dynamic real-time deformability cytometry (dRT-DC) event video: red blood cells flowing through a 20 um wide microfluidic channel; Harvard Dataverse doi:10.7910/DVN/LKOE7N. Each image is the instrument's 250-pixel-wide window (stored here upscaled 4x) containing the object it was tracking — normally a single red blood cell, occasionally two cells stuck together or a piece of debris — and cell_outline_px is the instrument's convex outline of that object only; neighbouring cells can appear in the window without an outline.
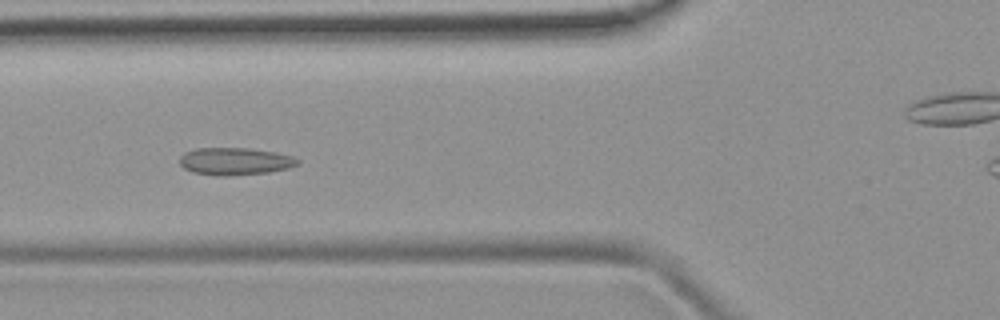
{"species": "common noctule bat (a hibernating species)", "species_latin": "Nyctalus noctula", "temperature_condition": "room temperature", "stored_images_in_passage": 52, "camera_frame_rate_fps": 3000, "um_per_image_px": 0.085, "animal": {"sex": "female", "body_mass_g": 19.9}, "frame": {"image": 1, "passage_image": 19, "time_ms": 6.0, "image_size_px": [1000, 320], "cell_outline_px": [[300, 164], [288, 168], [268, 172], [224, 176], [216, 176], [192, 172], [184, 168], [180, 164], [180, 156], [184, 152], [196, 148], [248, 148], [276, 152], [292, 156], [300, 160]], "centroid_in_image_um": [19.97, 13.71], "position_along_channel_um": 105.8, "area_um2": 18.9}}
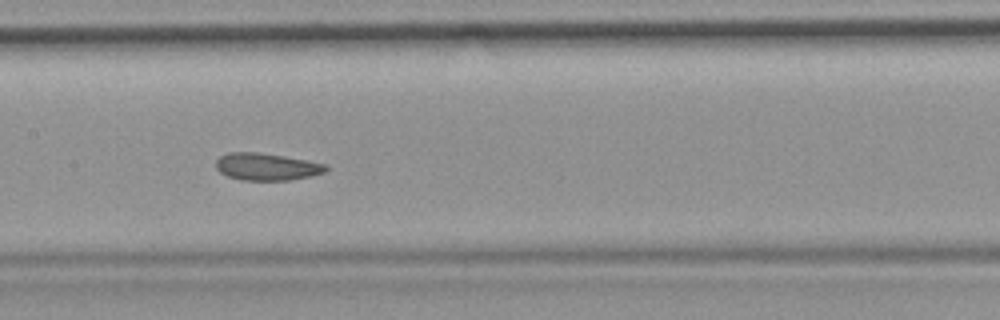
{"frame": {"image": 2, "passage_image": 25, "time_ms": 8.0, "image_size_px": [1000, 320], "cell_outline_px": [[328, 168], [324, 172], [312, 176], [288, 180], [240, 180], [228, 176], [220, 172], [216, 168], [216, 160], [220, 156], [228, 152], [260, 152], [308, 160], [328, 164]], "centroid_in_image_um": [22.68, 14.16], "position_along_channel_um": 184.7, "area_um2": 17.57}}
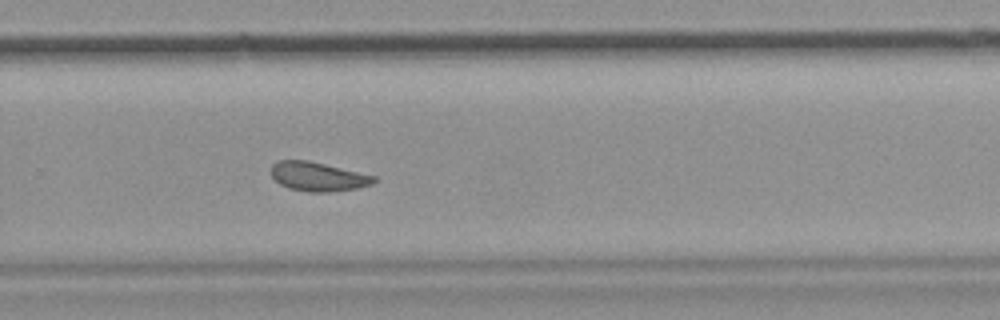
{"frame": {"image": 3, "passage_image": 34, "time_ms": 11.0, "image_size_px": [1000, 320], "cell_outline_px": [[376, 180], [372, 184], [356, 188], [328, 192], [308, 192], [288, 188], [280, 184], [272, 176], [272, 164], [276, 160], [308, 160], [376, 176]], "centroid_in_image_um": [27.01, 15.01], "position_along_channel_um": 302.8, "area_um2": 17.34}, "authors_computed_cell_mechanics": {"area_um2": 18.4671, "velocity_mm_per_s": 3.9443, "shape_relaxation_time_tau1_ms": 3.5898, "shape_relaxation_time_tau2_ms": 1.6617, "deformation_change_tau1": 0.0806, "deformation_change_tau2": 0.0845}}